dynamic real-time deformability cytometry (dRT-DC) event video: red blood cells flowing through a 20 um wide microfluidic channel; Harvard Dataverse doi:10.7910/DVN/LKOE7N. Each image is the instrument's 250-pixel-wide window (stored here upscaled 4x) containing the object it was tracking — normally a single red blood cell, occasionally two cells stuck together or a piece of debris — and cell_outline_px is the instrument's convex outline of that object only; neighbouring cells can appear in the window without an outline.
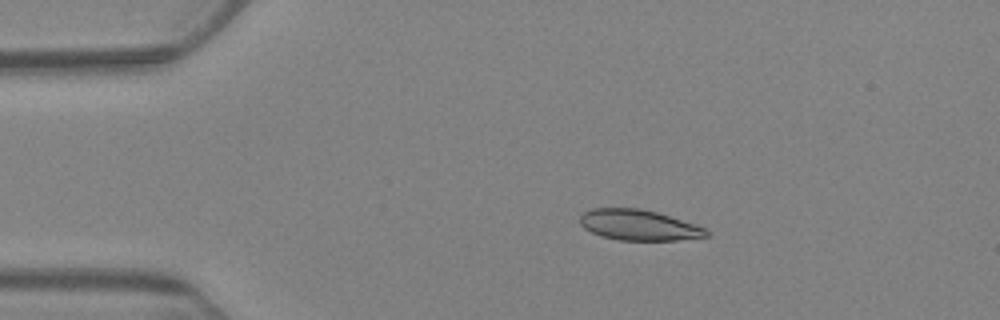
{"species": "Egyptian fruit bat (a non-hibernating species)", "species_latin": "Rousettus aegyptiacus", "temperature_condition": "warm", "stored_images_in_passage": 5, "camera_frame_rate_fps": 3000, "um_per_image_px": 0.085, "animal": {"sex": "female"}, "frame": {"image": 1, "passage_image": 3, "time_ms": 2.667, "image_size_px": [1000, 320], "cell_outline_px": [[708, 236], [676, 240], [620, 240], [600, 236], [584, 228], [580, 224], [580, 216], [584, 212], [592, 208], [640, 208], [656, 212], [696, 224], [704, 228], [708, 232]], "centroid_in_image_um": [54.26, 19.12], "position_along_channel_um": 30.7, "area_um2": 22.43}}